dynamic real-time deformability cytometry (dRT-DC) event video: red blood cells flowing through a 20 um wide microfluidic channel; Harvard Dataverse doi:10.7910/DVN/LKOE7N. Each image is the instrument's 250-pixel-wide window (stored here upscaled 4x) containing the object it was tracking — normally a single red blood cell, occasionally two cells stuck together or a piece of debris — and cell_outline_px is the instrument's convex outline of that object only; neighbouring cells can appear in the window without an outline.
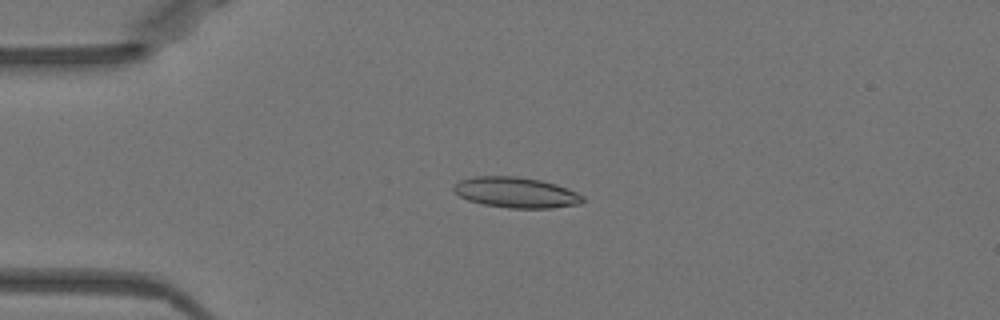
{"species": "Egyptian fruit bat (a non-hibernating species)", "species_latin": "Rousettus aegyptiacus", "temperature_condition": "warm", "stored_images_in_passage": 50, "camera_frame_rate_fps": 3000, "um_per_image_px": 0.085, "animal": {"sex": "female"}, "frame": {"image": 1, "passage_image": 12, "time_ms": 3.667, "image_size_px": [1000, 320], "cell_outline_px": [[584, 200], [580, 204], [552, 208], [508, 208], [484, 204], [468, 200], [460, 196], [452, 188], [460, 180], [476, 176], [516, 176], [540, 180], [556, 184], [576, 192], [584, 196]], "centroid_in_image_um": [43.88, 16.36], "position_along_channel_um": 41.1, "area_um2": 22.89}}
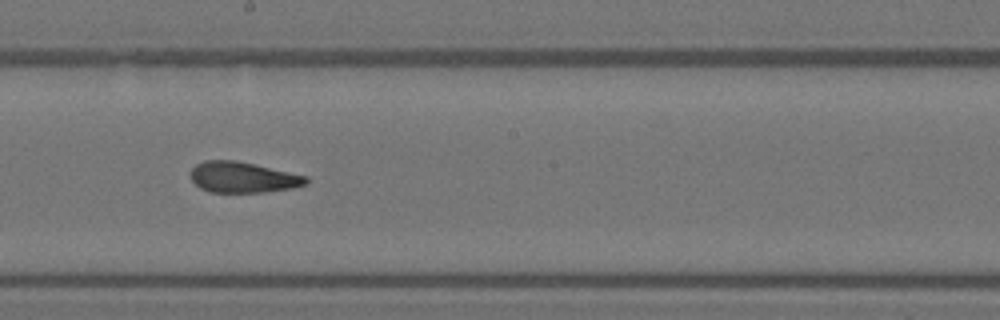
{"frame": {"image": 2, "passage_image": 28, "time_ms": 9.0, "image_size_px": [1000, 320], "cell_outline_px": [[308, 184], [292, 188], [264, 192], [212, 192], [200, 188], [192, 180], [192, 168], [196, 164], [204, 160], [236, 160], [308, 176]], "centroid_in_image_um": [20.67, 15.07], "position_along_channel_um": 227.5, "area_um2": 20.63}}
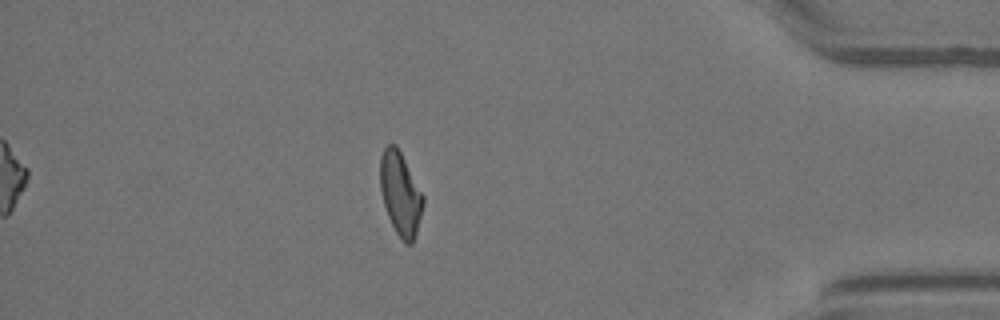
{"frame": {"image": 3, "passage_image": 44, "time_ms": 14.333, "image_size_px": [1000, 320], "cell_outline_px": [[424, 204], [416, 232], [412, 244], [408, 244], [396, 232], [388, 216], [384, 204], [380, 188], [380, 156], [384, 148], [388, 144], [396, 144], [424, 196]], "centroid_in_image_um": [34.03, 16.43], "position_along_channel_um": 401.2, "area_um2": 20.52}, "authors_computed_cell_mechanics": {"area_um2": 21.4727, "velocity_mm_per_s": 3.9954, "shape_relaxation_time_tau1_ms": null, "shape_relaxation_time_tau2_ms": 1.7409, "deformation_change_tau1": null, "deformation_change_tau2": 0.0867}}